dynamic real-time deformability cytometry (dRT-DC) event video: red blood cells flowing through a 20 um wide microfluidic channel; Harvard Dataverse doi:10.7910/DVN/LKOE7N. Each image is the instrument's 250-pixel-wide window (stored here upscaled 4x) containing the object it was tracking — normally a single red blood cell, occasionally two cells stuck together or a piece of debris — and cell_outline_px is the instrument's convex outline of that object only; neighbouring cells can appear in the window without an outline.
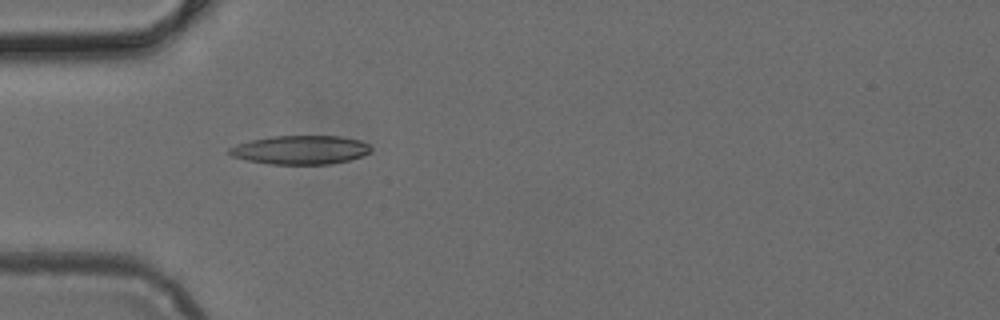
{"species": "common noctule bat (a hibernating species)", "species_latin": "Nyctalus noctula", "temperature_condition": "cold", "stored_images_in_passage": 4, "camera_frame_rate_fps": 3000, "um_per_image_px": 0.085, "animal": {"sex": "female", "body_mass_g": 24.6, "forearm_length_mm": 56.2}, "frame": {"image": 1, "passage_image": 4, "time_ms": 1.0, "image_size_px": [1000, 320], "cell_outline_px": [[372, 152], [348, 160], [332, 164], [268, 164], [248, 160], [232, 156], [228, 152], [228, 148], [236, 144], [252, 140], [272, 136], [340, 136], [360, 140], [368, 144], [372, 148]], "centroid_in_image_um": [25.54, 12.74], "position_along_channel_um": 59.5, "area_um2": 23.76}}